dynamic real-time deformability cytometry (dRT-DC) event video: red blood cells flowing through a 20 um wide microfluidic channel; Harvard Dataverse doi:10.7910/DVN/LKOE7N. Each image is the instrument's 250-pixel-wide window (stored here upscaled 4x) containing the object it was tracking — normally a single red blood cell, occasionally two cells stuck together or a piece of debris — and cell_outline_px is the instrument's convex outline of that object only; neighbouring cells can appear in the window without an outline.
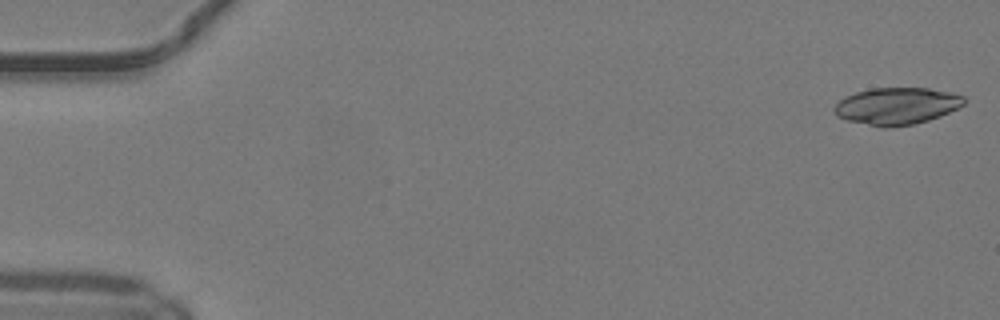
{"species": "common noctule bat (a hibernating species)", "species_latin": "Nyctalus noctula", "temperature_condition": "warm", "stored_images_in_passage": 11, "camera_frame_rate_fps": 3000, "um_per_image_px": 0.085, "animal": {"sex": "male", "body_mass_g": 19.2, "forearm_length_mm": 51.8}, "frame": {"image": 1, "passage_image": 1, "time_ms": 0.0, "image_size_px": [1000, 320], "cell_outline_px": [[964, 104], [940, 116], [928, 120], [912, 124], [888, 128], [884, 128], [848, 120], [836, 116], [832, 108], [844, 96], [856, 92], [872, 88], [928, 88], [948, 92], [964, 96]], "centroid_in_image_um": [76.18, 9.01], "position_along_channel_um": 8.8, "area_um2": 27.8}}